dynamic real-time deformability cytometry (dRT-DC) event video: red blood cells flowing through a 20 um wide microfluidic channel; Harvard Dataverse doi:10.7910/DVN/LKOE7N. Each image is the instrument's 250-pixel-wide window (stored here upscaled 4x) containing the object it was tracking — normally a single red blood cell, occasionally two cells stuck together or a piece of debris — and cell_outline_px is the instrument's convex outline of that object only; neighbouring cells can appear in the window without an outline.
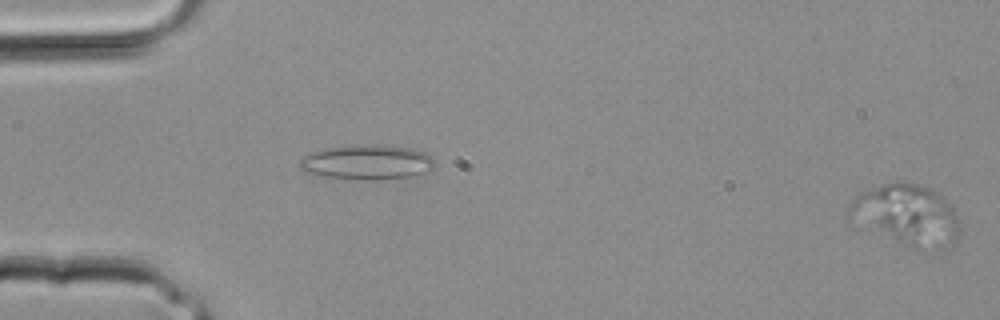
{"species": "common noctule bat (a hibernating species)", "species_latin": "Nyctalus noctula", "temperature_condition": "room temperature", "stored_images_in_passage": 2, "camera_frame_rate_fps": 3000, "um_per_image_px": 0.085, "animal": {"sex": "male", "body_mass_g": 20.4}, "frame": {"image": 1, "passage_image": 2, "time_ms": 0.333, "image_size_px": [1000, 320], "cell_outline_px": [[960, 228], [956, 240], [952, 248], [920, 252], [916, 252], [908, 248], [848, 216], [848, 204], [860, 192], [896, 180], [916, 184], [932, 188], [956, 212]], "centroid_in_image_um": [77.14, 18.32], "position_along_channel_um": 7.9, "area_um2": 39.54}}